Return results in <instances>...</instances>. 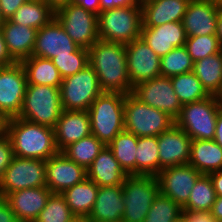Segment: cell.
<instances>
[{
  "label": "cell",
  "mask_w": 222,
  "mask_h": 222,
  "mask_svg": "<svg viewBox=\"0 0 222 222\" xmlns=\"http://www.w3.org/2000/svg\"><path fill=\"white\" fill-rule=\"evenodd\" d=\"M89 65L96 72L103 92L132 93L124 44L98 39L89 49Z\"/></svg>",
  "instance_id": "6da1fadb"
},
{
  "label": "cell",
  "mask_w": 222,
  "mask_h": 222,
  "mask_svg": "<svg viewBox=\"0 0 222 222\" xmlns=\"http://www.w3.org/2000/svg\"><path fill=\"white\" fill-rule=\"evenodd\" d=\"M6 134L16 157L46 161L59 152L52 127L14 117L7 119Z\"/></svg>",
  "instance_id": "7a4b0ae2"
},
{
  "label": "cell",
  "mask_w": 222,
  "mask_h": 222,
  "mask_svg": "<svg viewBox=\"0 0 222 222\" xmlns=\"http://www.w3.org/2000/svg\"><path fill=\"white\" fill-rule=\"evenodd\" d=\"M124 101L123 93L103 92L87 110L91 133L105 146L124 131Z\"/></svg>",
  "instance_id": "3957f363"
},
{
  "label": "cell",
  "mask_w": 222,
  "mask_h": 222,
  "mask_svg": "<svg viewBox=\"0 0 222 222\" xmlns=\"http://www.w3.org/2000/svg\"><path fill=\"white\" fill-rule=\"evenodd\" d=\"M141 6L116 7L98 15L99 39L128 44L141 37Z\"/></svg>",
  "instance_id": "277c9868"
},
{
  "label": "cell",
  "mask_w": 222,
  "mask_h": 222,
  "mask_svg": "<svg viewBox=\"0 0 222 222\" xmlns=\"http://www.w3.org/2000/svg\"><path fill=\"white\" fill-rule=\"evenodd\" d=\"M175 124L166 112L148 106L133 93L125 95L124 130L138 137H158Z\"/></svg>",
  "instance_id": "5b68a950"
},
{
  "label": "cell",
  "mask_w": 222,
  "mask_h": 222,
  "mask_svg": "<svg viewBox=\"0 0 222 222\" xmlns=\"http://www.w3.org/2000/svg\"><path fill=\"white\" fill-rule=\"evenodd\" d=\"M62 111L60 88L27 85L23 106L18 117L54 128Z\"/></svg>",
  "instance_id": "8992f818"
},
{
  "label": "cell",
  "mask_w": 222,
  "mask_h": 222,
  "mask_svg": "<svg viewBox=\"0 0 222 222\" xmlns=\"http://www.w3.org/2000/svg\"><path fill=\"white\" fill-rule=\"evenodd\" d=\"M221 110L218 96L182 105L175 124L192 140H214L218 112Z\"/></svg>",
  "instance_id": "52a82bcc"
},
{
  "label": "cell",
  "mask_w": 222,
  "mask_h": 222,
  "mask_svg": "<svg viewBox=\"0 0 222 222\" xmlns=\"http://www.w3.org/2000/svg\"><path fill=\"white\" fill-rule=\"evenodd\" d=\"M122 187L125 211L121 222H143L160 192L157 177L127 175Z\"/></svg>",
  "instance_id": "ba28073f"
},
{
  "label": "cell",
  "mask_w": 222,
  "mask_h": 222,
  "mask_svg": "<svg viewBox=\"0 0 222 222\" xmlns=\"http://www.w3.org/2000/svg\"><path fill=\"white\" fill-rule=\"evenodd\" d=\"M102 93L97 74L90 65L63 78L60 85L63 110L87 111Z\"/></svg>",
  "instance_id": "9c48e42d"
},
{
  "label": "cell",
  "mask_w": 222,
  "mask_h": 222,
  "mask_svg": "<svg viewBox=\"0 0 222 222\" xmlns=\"http://www.w3.org/2000/svg\"><path fill=\"white\" fill-rule=\"evenodd\" d=\"M55 19L81 48L89 49L98 39V16L72 2L55 10Z\"/></svg>",
  "instance_id": "30bf717a"
},
{
  "label": "cell",
  "mask_w": 222,
  "mask_h": 222,
  "mask_svg": "<svg viewBox=\"0 0 222 222\" xmlns=\"http://www.w3.org/2000/svg\"><path fill=\"white\" fill-rule=\"evenodd\" d=\"M36 187H46L45 160L14 156L0 180V195Z\"/></svg>",
  "instance_id": "8fae6325"
},
{
  "label": "cell",
  "mask_w": 222,
  "mask_h": 222,
  "mask_svg": "<svg viewBox=\"0 0 222 222\" xmlns=\"http://www.w3.org/2000/svg\"><path fill=\"white\" fill-rule=\"evenodd\" d=\"M26 86V72L21 62L0 67V113L6 119L19 116Z\"/></svg>",
  "instance_id": "7c38bea8"
},
{
  "label": "cell",
  "mask_w": 222,
  "mask_h": 222,
  "mask_svg": "<svg viewBox=\"0 0 222 222\" xmlns=\"http://www.w3.org/2000/svg\"><path fill=\"white\" fill-rule=\"evenodd\" d=\"M143 103L166 112L174 120L179 116L182 105L174 92L170 77L159 76L138 83L132 92Z\"/></svg>",
  "instance_id": "4fadbf2b"
},
{
  "label": "cell",
  "mask_w": 222,
  "mask_h": 222,
  "mask_svg": "<svg viewBox=\"0 0 222 222\" xmlns=\"http://www.w3.org/2000/svg\"><path fill=\"white\" fill-rule=\"evenodd\" d=\"M201 175L192 165L183 164L162 169L156 177L160 193L183 207Z\"/></svg>",
  "instance_id": "5bb4252c"
},
{
  "label": "cell",
  "mask_w": 222,
  "mask_h": 222,
  "mask_svg": "<svg viewBox=\"0 0 222 222\" xmlns=\"http://www.w3.org/2000/svg\"><path fill=\"white\" fill-rule=\"evenodd\" d=\"M127 73L132 86L151 80L160 74V57L141 37L125 45Z\"/></svg>",
  "instance_id": "9a60e30c"
},
{
  "label": "cell",
  "mask_w": 222,
  "mask_h": 222,
  "mask_svg": "<svg viewBox=\"0 0 222 222\" xmlns=\"http://www.w3.org/2000/svg\"><path fill=\"white\" fill-rule=\"evenodd\" d=\"M78 48L79 46L54 18L49 24L37 30L32 56L52 59L72 54Z\"/></svg>",
  "instance_id": "2e32d148"
},
{
  "label": "cell",
  "mask_w": 222,
  "mask_h": 222,
  "mask_svg": "<svg viewBox=\"0 0 222 222\" xmlns=\"http://www.w3.org/2000/svg\"><path fill=\"white\" fill-rule=\"evenodd\" d=\"M45 164L46 187L52 193L61 194L66 189L87 178L86 169L68 159L62 152H58L56 155L48 158Z\"/></svg>",
  "instance_id": "e0dca14e"
},
{
  "label": "cell",
  "mask_w": 222,
  "mask_h": 222,
  "mask_svg": "<svg viewBox=\"0 0 222 222\" xmlns=\"http://www.w3.org/2000/svg\"><path fill=\"white\" fill-rule=\"evenodd\" d=\"M192 139L176 124L158 136L160 171L188 164Z\"/></svg>",
  "instance_id": "ac0fdd59"
},
{
  "label": "cell",
  "mask_w": 222,
  "mask_h": 222,
  "mask_svg": "<svg viewBox=\"0 0 222 222\" xmlns=\"http://www.w3.org/2000/svg\"><path fill=\"white\" fill-rule=\"evenodd\" d=\"M221 6L204 0L188 3L182 23L187 37L216 35V25Z\"/></svg>",
  "instance_id": "d6986e66"
},
{
  "label": "cell",
  "mask_w": 222,
  "mask_h": 222,
  "mask_svg": "<svg viewBox=\"0 0 222 222\" xmlns=\"http://www.w3.org/2000/svg\"><path fill=\"white\" fill-rule=\"evenodd\" d=\"M91 134L88 111L63 110L54 127L55 144L59 152Z\"/></svg>",
  "instance_id": "ffe728a7"
},
{
  "label": "cell",
  "mask_w": 222,
  "mask_h": 222,
  "mask_svg": "<svg viewBox=\"0 0 222 222\" xmlns=\"http://www.w3.org/2000/svg\"><path fill=\"white\" fill-rule=\"evenodd\" d=\"M51 194L47 187H36L9 193L5 198L19 222H34Z\"/></svg>",
  "instance_id": "44dd1931"
},
{
  "label": "cell",
  "mask_w": 222,
  "mask_h": 222,
  "mask_svg": "<svg viewBox=\"0 0 222 222\" xmlns=\"http://www.w3.org/2000/svg\"><path fill=\"white\" fill-rule=\"evenodd\" d=\"M141 38L162 57L175 47L185 45L187 36L182 21L167 22L156 27H142Z\"/></svg>",
  "instance_id": "7402d4cb"
},
{
  "label": "cell",
  "mask_w": 222,
  "mask_h": 222,
  "mask_svg": "<svg viewBox=\"0 0 222 222\" xmlns=\"http://www.w3.org/2000/svg\"><path fill=\"white\" fill-rule=\"evenodd\" d=\"M124 211L122 185L102 186L88 217L92 222H121Z\"/></svg>",
  "instance_id": "603a6c76"
},
{
  "label": "cell",
  "mask_w": 222,
  "mask_h": 222,
  "mask_svg": "<svg viewBox=\"0 0 222 222\" xmlns=\"http://www.w3.org/2000/svg\"><path fill=\"white\" fill-rule=\"evenodd\" d=\"M188 1L146 0L142 2V27H156L167 22L182 21Z\"/></svg>",
  "instance_id": "cb8c5ba5"
},
{
  "label": "cell",
  "mask_w": 222,
  "mask_h": 222,
  "mask_svg": "<svg viewBox=\"0 0 222 222\" xmlns=\"http://www.w3.org/2000/svg\"><path fill=\"white\" fill-rule=\"evenodd\" d=\"M1 31L8 53L16 62L32 56L37 29L4 20Z\"/></svg>",
  "instance_id": "d4e9b609"
},
{
  "label": "cell",
  "mask_w": 222,
  "mask_h": 222,
  "mask_svg": "<svg viewBox=\"0 0 222 222\" xmlns=\"http://www.w3.org/2000/svg\"><path fill=\"white\" fill-rule=\"evenodd\" d=\"M87 178L102 186L122 185L128 174L120 167L112 151L105 146L86 169Z\"/></svg>",
  "instance_id": "484cf974"
},
{
  "label": "cell",
  "mask_w": 222,
  "mask_h": 222,
  "mask_svg": "<svg viewBox=\"0 0 222 222\" xmlns=\"http://www.w3.org/2000/svg\"><path fill=\"white\" fill-rule=\"evenodd\" d=\"M189 165L201 174L222 170V147L215 140H192Z\"/></svg>",
  "instance_id": "4316f807"
},
{
  "label": "cell",
  "mask_w": 222,
  "mask_h": 222,
  "mask_svg": "<svg viewBox=\"0 0 222 222\" xmlns=\"http://www.w3.org/2000/svg\"><path fill=\"white\" fill-rule=\"evenodd\" d=\"M98 186L92 180L85 178L71 188L61 193L75 216L88 217L94 207Z\"/></svg>",
  "instance_id": "83f0119b"
},
{
  "label": "cell",
  "mask_w": 222,
  "mask_h": 222,
  "mask_svg": "<svg viewBox=\"0 0 222 222\" xmlns=\"http://www.w3.org/2000/svg\"><path fill=\"white\" fill-rule=\"evenodd\" d=\"M27 85H45L60 88L63 78L51 59L31 56L21 61Z\"/></svg>",
  "instance_id": "f1b7e54d"
},
{
  "label": "cell",
  "mask_w": 222,
  "mask_h": 222,
  "mask_svg": "<svg viewBox=\"0 0 222 222\" xmlns=\"http://www.w3.org/2000/svg\"><path fill=\"white\" fill-rule=\"evenodd\" d=\"M209 95L222 91V51L194 62L192 71Z\"/></svg>",
  "instance_id": "f546056e"
},
{
  "label": "cell",
  "mask_w": 222,
  "mask_h": 222,
  "mask_svg": "<svg viewBox=\"0 0 222 222\" xmlns=\"http://www.w3.org/2000/svg\"><path fill=\"white\" fill-rule=\"evenodd\" d=\"M54 18L55 10L44 1H26L9 20L38 30Z\"/></svg>",
  "instance_id": "4dcf8cb0"
},
{
  "label": "cell",
  "mask_w": 222,
  "mask_h": 222,
  "mask_svg": "<svg viewBox=\"0 0 222 222\" xmlns=\"http://www.w3.org/2000/svg\"><path fill=\"white\" fill-rule=\"evenodd\" d=\"M158 137H138L136 175L157 176L160 172Z\"/></svg>",
  "instance_id": "1f68e13d"
},
{
  "label": "cell",
  "mask_w": 222,
  "mask_h": 222,
  "mask_svg": "<svg viewBox=\"0 0 222 222\" xmlns=\"http://www.w3.org/2000/svg\"><path fill=\"white\" fill-rule=\"evenodd\" d=\"M137 141L138 136L124 130L107 145L120 167L128 175H136Z\"/></svg>",
  "instance_id": "d6a6232c"
},
{
  "label": "cell",
  "mask_w": 222,
  "mask_h": 222,
  "mask_svg": "<svg viewBox=\"0 0 222 222\" xmlns=\"http://www.w3.org/2000/svg\"><path fill=\"white\" fill-rule=\"evenodd\" d=\"M181 105L203 100L210 95L193 72L170 77Z\"/></svg>",
  "instance_id": "836d02e7"
},
{
  "label": "cell",
  "mask_w": 222,
  "mask_h": 222,
  "mask_svg": "<svg viewBox=\"0 0 222 222\" xmlns=\"http://www.w3.org/2000/svg\"><path fill=\"white\" fill-rule=\"evenodd\" d=\"M104 147L105 145L91 134L70 144L61 152L68 159L87 169Z\"/></svg>",
  "instance_id": "e575fe53"
},
{
  "label": "cell",
  "mask_w": 222,
  "mask_h": 222,
  "mask_svg": "<svg viewBox=\"0 0 222 222\" xmlns=\"http://www.w3.org/2000/svg\"><path fill=\"white\" fill-rule=\"evenodd\" d=\"M215 199L216 193L210 176L202 174L191 189L189 200L182 210L211 211Z\"/></svg>",
  "instance_id": "d590c367"
},
{
  "label": "cell",
  "mask_w": 222,
  "mask_h": 222,
  "mask_svg": "<svg viewBox=\"0 0 222 222\" xmlns=\"http://www.w3.org/2000/svg\"><path fill=\"white\" fill-rule=\"evenodd\" d=\"M194 62L185 46L175 47L167 55L160 57V74L172 77L193 71Z\"/></svg>",
  "instance_id": "8d00e7d4"
},
{
  "label": "cell",
  "mask_w": 222,
  "mask_h": 222,
  "mask_svg": "<svg viewBox=\"0 0 222 222\" xmlns=\"http://www.w3.org/2000/svg\"><path fill=\"white\" fill-rule=\"evenodd\" d=\"M182 215V207L159 192L143 222H174Z\"/></svg>",
  "instance_id": "74e56055"
},
{
  "label": "cell",
  "mask_w": 222,
  "mask_h": 222,
  "mask_svg": "<svg viewBox=\"0 0 222 222\" xmlns=\"http://www.w3.org/2000/svg\"><path fill=\"white\" fill-rule=\"evenodd\" d=\"M74 216L63 196L52 193L34 222H70Z\"/></svg>",
  "instance_id": "f35d334b"
},
{
  "label": "cell",
  "mask_w": 222,
  "mask_h": 222,
  "mask_svg": "<svg viewBox=\"0 0 222 222\" xmlns=\"http://www.w3.org/2000/svg\"><path fill=\"white\" fill-rule=\"evenodd\" d=\"M184 46L193 62L204 59L209 55L219 53L222 49V45L216 35L187 37Z\"/></svg>",
  "instance_id": "ab89813d"
},
{
  "label": "cell",
  "mask_w": 222,
  "mask_h": 222,
  "mask_svg": "<svg viewBox=\"0 0 222 222\" xmlns=\"http://www.w3.org/2000/svg\"><path fill=\"white\" fill-rule=\"evenodd\" d=\"M62 78L76 74L89 65V50L79 47L74 53L51 59Z\"/></svg>",
  "instance_id": "60d3db41"
},
{
  "label": "cell",
  "mask_w": 222,
  "mask_h": 222,
  "mask_svg": "<svg viewBox=\"0 0 222 222\" xmlns=\"http://www.w3.org/2000/svg\"><path fill=\"white\" fill-rule=\"evenodd\" d=\"M14 152L9 136L5 133L0 137V180L2 179L6 168L12 162Z\"/></svg>",
  "instance_id": "b9f144b4"
},
{
  "label": "cell",
  "mask_w": 222,
  "mask_h": 222,
  "mask_svg": "<svg viewBox=\"0 0 222 222\" xmlns=\"http://www.w3.org/2000/svg\"><path fill=\"white\" fill-rule=\"evenodd\" d=\"M27 0H0V12L4 20H9Z\"/></svg>",
  "instance_id": "7bdbcfd3"
},
{
  "label": "cell",
  "mask_w": 222,
  "mask_h": 222,
  "mask_svg": "<svg viewBox=\"0 0 222 222\" xmlns=\"http://www.w3.org/2000/svg\"><path fill=\"white\" fill-rule=\"evenodd\" d=\"M100 12L116 7L141 6L139 0H100Z\"/></svg>",
  "instance_id": "ee69618b"
},
{
  "label": "cell",
  "mask_w": 222,
  "mask_h": 222,
  "mask_svg": "<svg viewBox=\"0 0 222 222\" xmlns=\"http://www.w3.org/2000/svg\"><path fill=\"white\" fill-rule=\"evenodd\" d=\"M183 216L187 222H213L210 211L183 210Z\"/></svg>",
  "instance_id": "f6af8a7d"
},
{
  "label": "cell",
  "mask_w": 222,
  "mask_h": 222,
  "mask_svg": "<svg viewBox=\"0 0 222 222\" xmlns=\"http://www.w3.org/2000/svg\"><path fill=\"white\" fill-rule=\"evenodd\" d=\"M0 222H19L5 196L0 195Z\"/></svg>",
  "instance_id": "bcb514c9"
},
{
  "label": "cell",
  "mask_w": 222,
  "mask_h": 222,
  "mask_svg": "<svg viewBox=\"0 0 222 222\" xmlns=\"http://www.w3.org/2000/svg\"><path fill=\"white\" fill-rule=\"evenodd\" d=\"M15 62L16 61L8 53L6 43L0 28V67L9 66Z\"/></svg>",
  "instance_id": "7dc6e473"
},
{
  "label": "cell",
  "mask_w": 222,
  "mask_h": 222,
  "mask_svg": "<svg viewBox=\"0 0 222 222\" xmlns=\"http://www.w3.org/2000/svg\"><path fill=\"white\" fill-rule=\"evenodd\" d=\"M100 0H72L74 5H79L85 10L96 14L97 16L100 13Z\"/></svg>",
  "instance_id": "c3c4849f"
},
{
  "label": "cell",
  "mask_w": 222,
  "mask_h": 222,
  "mask_svg": "<svg viewBox=\"0 0 222 222\" xmlns=\"http://www.w3.org/2000/svg\"><path fill=\"white\" fill-rule=\"evenodd\" d=\"M209 176L212 180L216 197H222V170L210 173Z\"/></svg>",
  "instance_id": "681fc988"
},
{
  "label": "cell",
  "mask_w": 222,
  "mask_h": 222,
  "mask_svg": "<svg viewBox=\"0 0 222 222\" xmlns=\"http://www.w3.org/2000/svg\"><path fill=\"white\" fill-rule=\"evenodd\" d=\"M214 140L222 147V109L217 115Z\"/></svg>",
  "instance_id": "f907efd6"
},
{
  "label": "cell",
  "mask_w": 222,
  "mask_h": 222,
  "mask_svg": "<svg viewBox=\"0 0 222 222\" xmlns=\"http://www.w3.org/2000/svg\"><path fill=\"white\" fill-rule=\"evenodd\" d=\"M210 212L215 220H222V197H216Z\"/></svg>",
  "instance_id": "816d5d0a"
},
{
  "label": "cell",
  "mask_w": 222,
  "mask_h": 222,
  "mask_svg": "<svg viewBox=\"0 0 222 222\" xmlns=\"http://www.w3.org/2000/svg\"><path fill=\"white\" fill-rule=\"evenodd\" d=\"M43 1L49 6H51L54 10L72 2V0H43Z\"/></svg>",
  "instance_id": "f5cc1de1"
},
{
  "label": "cell",
  "mask_w": 222,
  "mask_h": 222,
  "mask_svg": "<svg viewBox=\"0 0 222 222\" xmlns=\"http://www.w3.org/2000/svg\"><path fill=\"white\" fill-rule=\"evenodd\" d=\"M216 36L219 39L220 44L222 45V7L220 8L217 25H216Z\"/></svg>",
  "instance_id": "db71d44e"
},
{
  "label": "cell",
  "mask_w": 222,
  "mask_h": 222,
  "mask_svg": "<svg viewBox=\"0 0 222 222\" xmlns=\"http://www.w3.org/2000/svg\"><path fill=\"white\" fill-rule=\"evenodd\" d=\"M7 119L0 113V137L6 133Z\"/></svg>",
  "instance_id": "11a10c76"
},
{
  "label": "cell",
  "mask_w": 222,
  "mask_h": 222,
  "mask_svg": "<svg viewBox=\"0 0 222 222\" xmlns=\"http://www.w3.org/2000/svg\"><path fill=\"white\" fill-rule=\"evenodd\" d=\"M70 222H92L89 217L85 216H74Z\"/></svg>",
  "instance_id": "9f6ffc18"
},
{
  "label": "cell",
  "mask_w": 222,
  "mask_h": 222,
  "mask_svg": "<svg viewBox=\"0 0 222 222\" xmlns=\"http://www.w3.org/2000/svg\"><path fill=\"white\" fill-rule=\"evenodd\" d=\"M207 1L209 3H213V4H217L218 6L222 7V0H204Z\"/></svg>",
  "instance_id": "6f0895ef"
},
{
  "label": "cell",
  "mask_w": 222,
  "mask_h": 222,
  "mask_svg": "<svg viewBox=\"0 0 222 222\" xmlns=\"http://www.w3.org/2000/svg\"><path fill=\"white\" fill-rule=\"evenodd\" d=\"M218 100H219L220 108L222 109V91H221V93L218 95Z\"/></svg>",
  "instance_id": "680465c9"
},
{
  "label": "cell",
  "mask_w": 222,
  "mask_h": 222,
  "mask_svg": "<svg viewBox=\"0 0 222 222\" xmlns=\"http://www.w3.org/2000/svg\"><path fill=\"white\" fill-rule=\"evenodd\" d=\"M174 222H187V221H186L185 217L182 215L179 219H177Z\"/></svg>",
  "instance_id": "91938a15"
},
{
  "label": "cell",
  "mask_w": 222,
  "mask_h": 222,
  "mask_svg": "<svg viewBox=\"0 0 222 222\" xmlns=\"http://www.w3.org/2000/svg\"><path fill=\"white\" fill-rule=\"evenodd\" d=\"M3 23H4V19H3L2 15H1V12H0V28H1Z\"/></svg>",
  "instance_id": "94428289"
},
{
  "label": "cell",
  "mask_w": 222,
  "mask_h": 222,
  "mask_svg": "<svg viewBox=\"0 0 222 222\" xmlns=\"http://www.w3.org/2000/svg\"><path fill=\"white\" fill-rule=\"evenodd\" d=\"M213 222H222V220H215V219H214Z\"/></svg>",
  "instance_id": "6125c7cd"
},
{
  "label": "cell",
  "mask_w": 222,
  "mask_h": 222,
  "mask_svg": "<svg viewBox=\"0 0 222 222\" xmlns=\"http://www.w3.org/2000/svg\"><path fill=\"white\" fill-rule=\"evenodd\" d=\"M27 1H43V0H27Z\"/></svg>",
  "instance_id": "be15d7a7"
}]
</instances>
